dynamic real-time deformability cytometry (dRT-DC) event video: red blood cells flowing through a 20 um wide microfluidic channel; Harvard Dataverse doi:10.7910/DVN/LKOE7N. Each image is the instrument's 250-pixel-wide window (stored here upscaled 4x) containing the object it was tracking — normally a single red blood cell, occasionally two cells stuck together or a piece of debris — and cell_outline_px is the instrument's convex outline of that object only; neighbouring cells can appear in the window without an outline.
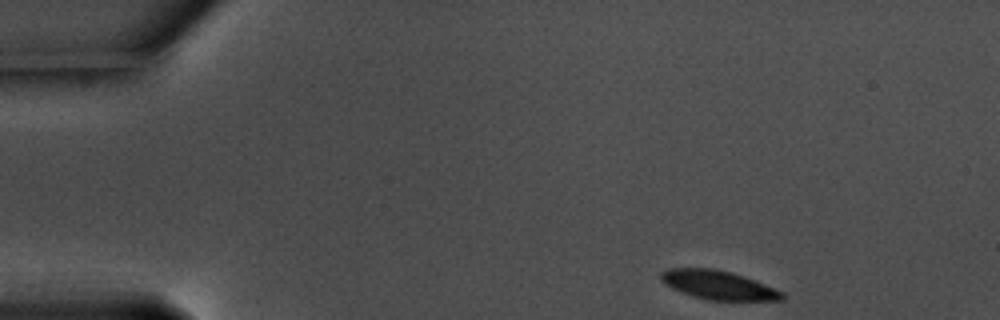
{"species": "common noctule bat (a hibernating species)", "species_latin": "Nyctalus noctula", "temperature_condition": "warm", "stored_images_in_passage": 51, "camera_frame_rate_fps": 3000, "um_per_image_px": 0.085, "animal": {"sex": "male", "body_mass_g": 17.5, "forearm_length_mm": 52.3}, "frame": {"image": 1, "passage_image": 1, "time_ms": 0.0, "image_size_px": [1000, 320], "cell_outline_px": [[784, 300], [708, 300], [692, 296], [672, 288], [664, 284], [660, 280], [660, 272], [668, 268], [712, 268], [732, 272], [744, 276], [784, 292]], "centroid_in_image_um": [61.02, 24.22], "position_along_channel_um": 24.0, "area_um2": 20.4}}
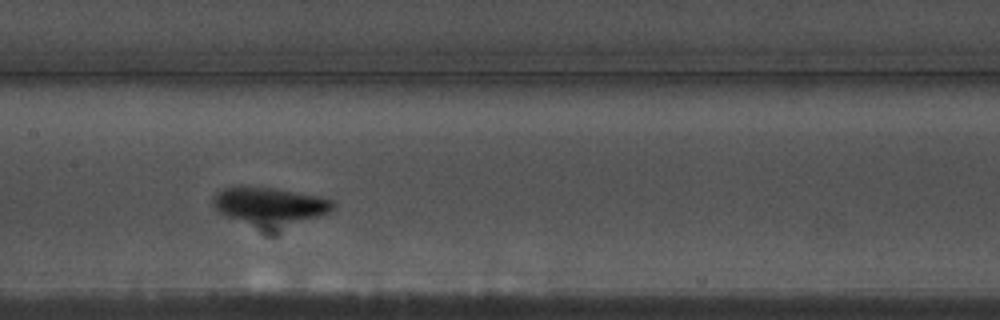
{"frame": {"image": 2, "passage_image": 22, "time_ms": 7.0, "image_size_px": [1000, 320], "cell_outline_px": [[336, 204], [328, 212], [316, 216], [296, 220], [244, 220], [228, 216], [220, 212], [212, 204], [212, 200], [216, 192], [224, 188], [276, 188], [320, 196], [332, 200]], "centroid_in_image_um": [22.93, 17.35], "position_along_channel_um": 184.5, "area_um2": 23.0}}
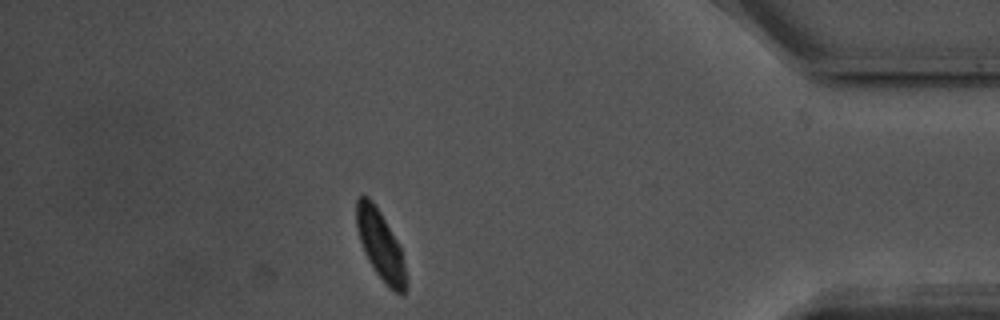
{"frame": {"image": 3, "passage_image": 44, "time_ms": 14.333, "image_size_px": [1000, 320], "cell_outline_px": [[408, 288], [404, 296], [400, 296], [388, 288], [376, 272], [368, 260], [364, 252], [356, 228], [356, 200], [360, 196], [368, 196], [372, 200], [380, 212], [400, 244], [408, 280]], "centroid_in_image_um": [32.38, 20.91], "position_along_channel_um": 402.8, "area_um2": 20.46}, "authors_computed_cell_mechanics": {"area_um2": 21.1548, "velocity_mm_per_s": 3.5178, "shape_relaxation_time_tau1_ms": 1.8273, "shape_relaxation_time_tau2_ms": 5.9038, "deformation_change_tau1": 0.0966, "deformation_change_tau2": 0.0758}}